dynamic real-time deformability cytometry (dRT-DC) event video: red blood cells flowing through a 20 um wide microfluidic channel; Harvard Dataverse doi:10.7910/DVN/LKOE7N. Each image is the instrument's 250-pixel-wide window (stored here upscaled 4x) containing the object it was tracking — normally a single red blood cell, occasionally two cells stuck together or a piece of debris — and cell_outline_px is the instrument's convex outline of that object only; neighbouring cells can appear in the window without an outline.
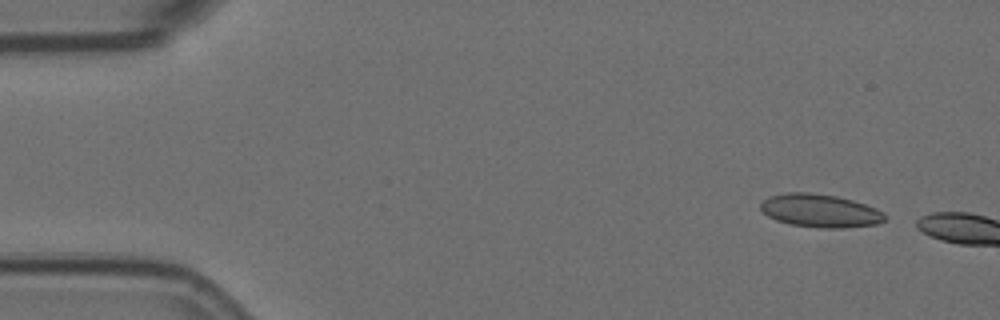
{"species": "Egyptian fruit bat (a non-hibernating species)", "species_latin": "Rousettus aegyptiacus", "temperature_condition": "room temperature", "stored_images_in_passage": 2, "camera_frame_rate_fps": 3000, "um_per_image_px": 0.085, "animal": {"sex": "female"}, "frame": {"image": 1, "passage_image": 1, "time_ms": 0.0, "image_size_px": [1000, 320], "cell_outline_px": [[888, 220], [876, 224], [840, 228], [820, 228], [792, 224], [776, 220], [768, 216], [760, 208], [760, 204], [768, 196], [788, 192], [808, 192], [836, 196], [852, 200], [876, 208], [884, 212], [888, 216]], "centroid_in_image_um": [69.74, 17.91], "position_along_channel_um": 15.3, "area_um2": 24.04}}